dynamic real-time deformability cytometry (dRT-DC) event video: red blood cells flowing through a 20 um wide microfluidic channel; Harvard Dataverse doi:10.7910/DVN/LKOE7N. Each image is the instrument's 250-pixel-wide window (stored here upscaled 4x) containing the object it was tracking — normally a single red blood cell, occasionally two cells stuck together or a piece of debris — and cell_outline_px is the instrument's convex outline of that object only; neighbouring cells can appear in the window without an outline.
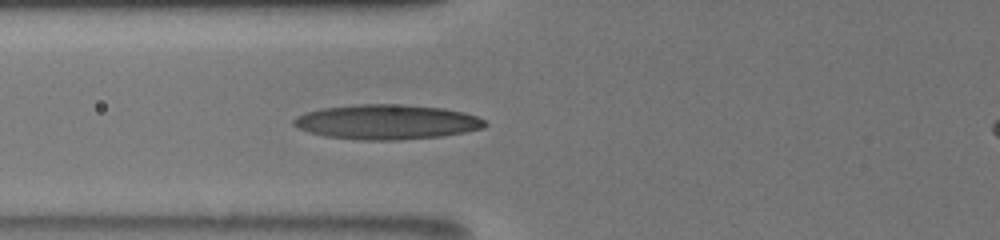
{"species": "human", "species_latin": "Homo sapiens", "temperature_condition": "room temperature", "stored_images_in_passage": 22, "camera_frame_rate_fps": 3000, "um_per_image_px": 0.085, "donor": {"sex": "male"}, "frame": {"image": 1, "passage_image": 22, "time_ms": 8.667, "image_size_px": [1000, 240], "cell_outline_px": [[488, 124], [484, 128], [464, 132], [440, 136], [396, 140], [360, 140], [324, 136], [296, 128], [292, 124], [292, 120], [296, 116], [308, 112], [324, 108], [356, 104], [392, 104], [444, 108], [464, 112], [476, 116], [484, 120]], "centroid_in_image_um": [32.86, 10.37], "position_along_channel_um": 92.9, "area_um2": 38.67}}